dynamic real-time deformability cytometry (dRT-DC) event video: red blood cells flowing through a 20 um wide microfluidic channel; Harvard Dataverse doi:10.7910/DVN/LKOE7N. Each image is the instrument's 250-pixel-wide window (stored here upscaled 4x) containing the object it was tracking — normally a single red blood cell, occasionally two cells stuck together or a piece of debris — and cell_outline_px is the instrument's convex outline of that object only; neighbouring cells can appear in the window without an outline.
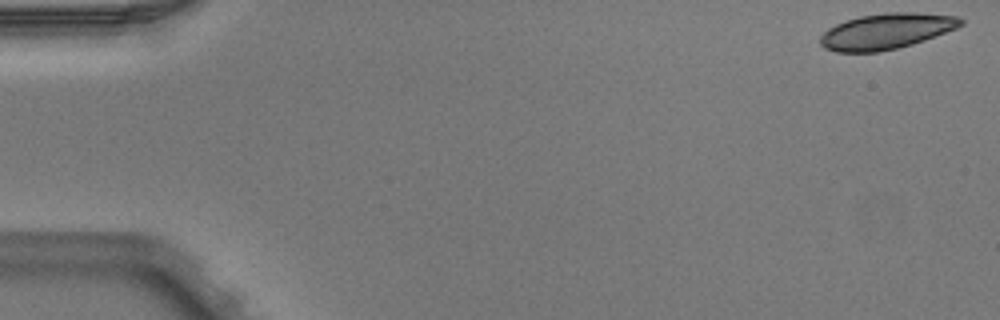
{"species": "Egyptian fruit bat (a non-hibernating species)", "species_latin": "Rousettus aegyptiacus", "temperature_condition": "warm", "stored_images_in_passage": 5, "camera_frame_rate_fps": 3000, "um_per_image_px": 0.085, "animal": {"sex": "male"}, "frame": {"image": 1, "passage_image": 1, "time_ms": 0.0, "image_size_px": [1000, 320], "cell_outline_px": [[964, 24], [956, 28], [924, 40], [912, 44], [880, 52], [836, 52], [824, 48], [820, 44], [820, 36], [828, 28], [836, 24], [860, 16], [888, 12], [916, 12], [956, 16], [964, 20]], "centroid_in_image_um": [75.32, 2.66], "position_along_channel_um": 9.7, "area_um2": 29.13}}
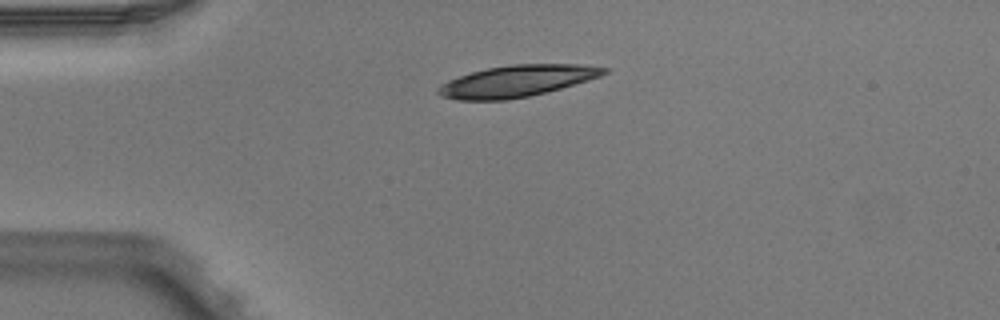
{"frame": {"image": 2, "passage_image": 4, "time_ms": 1.0, "image_size_px": [1000, 320], "cell_outline_px": [[608, 72], [600, 76], [588, 80], [560, 88], [528, 96], [504, 100], [460, 100], [440, 96], [436, 92], [436, 88], [440, 84], [448, 80], [472, 72], [488, 68], [512, 64], [580, 64], [608, 68]], "centroid_in_image_um": [43.9, 6.89], "position_along_channel_um": 41.1, "area_um2": 30.23}}